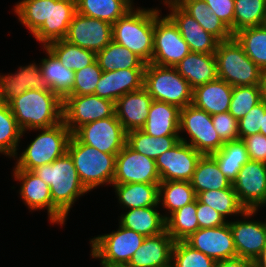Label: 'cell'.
I'll return each instance as SVG.
<instances>
[{
	"mask_svg": "<svg viewBox=\"0 0 266 267\" xmlns=\"http://www.w3.org/2000/svg\"><path fill=\"white\" fill-rule=\"evenodd\" d=\"M197 198L194 202L171 213L166 219V231L176 241H184L199 229L196 216Z\"/></svg>",
	"mask_w": 266,
	"mask_h": 267,
	"instance_id": "obj_42",
	"label": "cell"
},
{
	"mask_svg": "<svg viewBox=\"0 0 266 267\" xmlns=\"http://www.w3.org/2000/svg\"><path fill=\"white\" fill-rule=\"evenodd\" d=\"M249 159L266 164V136L262 133L253 134L242 139Z\"/></svg>",
	"mask_w": 266,
	"mask_h": 267,
	"instance_id": "obj_53",
	"label": "cell"
},
{
	"mask_svg": "<svg viewBox=\"0 0 266 267\" xmlns=\"http://www.w3.org/2000/svg\"><path fill=\"white\" fill-rule=\"evenodd\" d=\"M0 82L7 103L29 89L51 91L42 77L39 64L34 61L23 67L19 66L15 73H0Z\"/></svg>",
	"mask_w": 266,
	"mask_h": 267,
	"instance_id": "obj_25",
	"label": "cell"
},
{
	"mask_svg": "<svg viewBox=\"0 0 266 267\" xmlns=\"http://www.w3.org/2000/svg\"><path fill=\"white\" fill-rule=\"evenodd\" d=\"M178 5L219 41L233 37L227 25L211 11L204 0H181Z\"/></svg>",
	"mask_w": 266,
	"mask_h": 267,
	"instance_id": "obj_32",
	"label": "cell"
},
{
	"mask_svg": "<svg viewBox=\"0 0 266 267\" xmlns=\"http://www.w3.org/2000/svg\"><path fill=\"white\" fill-rule=\"evenodd\" d=\"M175 241L165 230L150 237H145L126 267H163L171 263Z\"/></svg>",
	"mask_w": 266,
	"mask_h": 267,
	"instance_id": "obj_24",
	"label": "cell"
},
{
	"mask_svg": "<svg viewBox=\"0 0 266 267\" xmlns=\"http://www.w3.org/2000/svg\"><path fill=\"white\" fill-rule=\"evenodd\" d=\"M213 13H215L230 29L234 35V0H204Z\"/></svg>",
	"mask_w": 266,
	"mask_h": 267,
	"instance_id": "obj_51",
	"label": "cell"
},
{
	"mask_svg": "<svg viewBox=\"0 0 266 267\" xmlns=\"http://www.w3.org/2000/svg\"><path fill=\"white\" fill-rule=\"evenodd\" d=\"M234 34L241 29L263 24L266 0H234Z\"/></svg>",
	"mask_w": 266,
	"mask_h": 267,
	"instance_id": "obj_45",
	"label": "cell"
},
{
	"mask_svg": "<svg viewBox=\"0 0 266 267\" xmlns=\"http://www.w3.org/2000/svg\"><path fill=\"white\" fill-rule=\"evenodd\" d=\"M145 68L119 69L102 73L94 95L116 102L120 97L140 90L144 82Z\"/></svg>",
	"mask_w": 266,
	"mask_h": 267,
	"instance_id": "obj_21",
	"label": "cell"
},
{
	"mask_svg": "<svg viewBox=\"0 0 266 267\" xmlns=\"http://www.w3.org/2000/svg\"><path fill=\"white\" fill-rule=\"evenodd\" d=\"M190 53L188 43L183 39L178 27L160 10L154 8V40L151 63L174 67Z\"/></svg>",
	"mask_w": 266,
	"mask_h": 267,
	"instance_id": "obj_10",
	"label": "cell"
},
{
	"mask_svg": "<svg viewBox=\"0 0 266 267\" xmlns=\"http://www.w3.org/2000/svg\"><path fill=\"white\" fill-rule=\"evenodd\" d=\"M196 198L197 195L190 181H163L159 183L158 204L166 210L165 214L163 213L165 219L174 211L194 202Z\"/></svg>",
	"mask_w": 266,
	"mask_h": 267,
	"instance_id": "obj_35",
	"label": "cell"
},
{
	"mask_svg": "<svg viewBox=\"0 0 266 267\" xmlns=\"http://www.w3.org/2000/svg\"><path fill=\"white\" fill-rule=\"evenodd\" d=\"M115 115V102L89 95H66L63 98V122L73 133L82 125Z\"/></svg>",
	"mask_w": 266,
	"mask_h": 267,
	"instance_id": "obj_12",
	"label": "cell"
},
{
	"mask_svg": "<svg viewBox=\"0 0 266 267\" xmlns=\"http://www.w3.org/2000/svg\"><path fill=\"white\" fill-rule=\"evenodd\" d=\"M134 7L112 24V40L148 64L153 54L154 8Z\"/></svg>",
	"mask_w": 266,
	"mask_h": 267,
	"instance_id": "obj_3",
	"label": "cell"
},
{
	"mask_svg": "<svg viewBox=\"0 0 266 267\" xmlns=\"http://www.w3.org/2000/svg\"><path fill=\"white\" fill-rule=\"evenodd\" d=\"M144 236L126 227L94 236L90 242V256L100 261L101 267H126L135 251L141 246Z\"/></svg>",
	"mask_w": 266,
	"mask_h": 267,
	"instance_id": "obj_8",
	"label": "cell"
},
{
	"mask_svg": "<svg viewBox=\"0 0 266 267\" xmlns=\"http://www.w3.org/2000/svg\"><path fill=\"white\" fill-rule=\"evenodd\" d=\"M261 101V85L236 86L233 87L228 112L239 121Z\"/></svg>",
	"mask_w": 266,
	"mask_h": 267,
	"instance_id": "obj_46",
	"label": "cell"
},
{
	"mask_svg": "<svg viewBox=\"0 0 266 267\" xmlns=\"http://www.w3.org/2000/svg\"><path fill=\"white\" fill-rule=\"evenodd\" d=\"M202 155L191 145L179 141L155 160L161 182L191 181Z\"/></svg>",
	"mask_w": 266,
	"mask_h": 267,
	"instance_id": "obj_17",
	"label": "cell"
},
{
	"mask_svg": "<svg viewBox=\"0 0 266 267\" xmlns=\"http://www.w3.org/2000/svg\"><path fill=\"white\" fill-rule=\"evenodd\" d=\"M112 187L122 210L159 206V184L126 183Z\"/></svg>",
	"mask_w": 266,
	"mask_h": 267,
	"instance_id": "obj_30",
	"label": "cell"
},
{
	"mask_svg": "<svg viewBox=\"0 0 266 267\" xmlns=\"http://www.w3.org/2000/svg\"><path fill=\"white\" fill-rule=\"evenodd\" d=\"M72 135L80 143L108 154H118L127 141V132L116 115L86 123Z\"/></svg>",
	"mask_w": 266,
	"mask_h": 267,
	"instance_id": "obj_11",
	"label": "cell"
},
{
	"mask_svg": "<svg viewBox=\"0 0 266 267\" xmlns=\"http://www.w3.org/2000/svg\"><path fill=\"white\" fill-rule=\"evenodd\" d=\"M262 25L266 28V12H265V17H264V21Z\"/></svg>",
	"mask_w": 266,
	"mask_h": 267,
	"instance_id": "obj_60",
	"label": "cell"
},
{
	"mask_svg": "<svg viewBox=\"0 0 266 267\" xmlns=\"http://www.w3.org/2000/svg\"><path fill=\"white\" fill-rule=\"evenodd\" d=\"M254 267H266V245L260 255L254 260Z\"/></svg>",
	"mask_w": 266,
	"mask_h": 267,
	"instance_id": "obj_55",
	"label": "cell"
},
{
	"mask_svg": "<svg viewBox=\"0 0 266 267\" xmlns=\"http://www.w3.org/2000/svg\"><path fill=\"white\" fill-rule=\"evenodd\" d=\"M65 40L97 53L112 41V24L76 12Z\"/></svg>",
	"mask_w": 266,
	"mask_h": 267,
	"instance_id": "obj_18",
	"label": "cell"
},
{
	"mask_svg": "<svg viewBox=\"0 0 266 267\" xmlns=\"http://www.w3.org/2000/svg\"><path fill=\"white\" fill-rule=\"evenodd\" d=\"M22 135L63 121V99L52 91L29 89L8 102Z\"/></svg>",
	"mask_w": 266,
	"mask_h": 267,
	"instance_id": "obj_1",
	"label": "cell"
},
{
	"mask_svg": "<svg viewBox=\"0 0 266 267\" xmlns=\"http://www.w3.org/2000/svg\"><path fill=\"white\" fill-rule=\"evenodd\" d=\"M258 211L260 210L246 209L240 216L242 219L228 221L237 257L254 261L266 245V219L264 221L251 219L258 214Z\"/></svg>",
	"mask_w": 266,
	"mask_h": 267,
	"instance_id": "obj_14",
	"label": "cell"
},
{
	"mask_svg": "<svg viewBox=\"0 0 266 267\" xmlns=\"http://www.w3.org/2000/svg\"><path fill=\"white\" fill-rule=\"evenodd\" d=\"M32 172L50 187L52 203L68 217L73 205L89 191L81 183L73 160L66 152L50 164Z\"/></svg>",
	"mask_w": 266,
	"mask_h": 267,
	"instance_id": "obj_2",
	"label": "cell"
},
{
	"mask_svg": "<svg viewBox=\"0 0 266 267\" xmlns=\"http://www.w3.org/2000/svg\"><path fill=\"white\" fill-rule=\"evenodd\" d=\"M245 54L263 71L266 70V28L263 25L239 30L234 35Z\"/></svg>",
	"mask_w": 266,
	"mask_h": 267,
	"instance_id": "obj_41",
	"label": "cell"
},
{
	"mask_svg": "<svg viewBox=\"0 0 266 267\" xmlns=\"http://www.w3.org/2000/svg\"><path fill=\"white\" fill-rule=\"evenodd\" d=\"M212 122L223 143L239 139L238 120L228 111L212 115Z\"/></svg>",
	"mask_w": 266,
	"mask_h": 267,
	"instance_id": "obj_50",
	"label": "cell"
},
{
	"mask_svg": "<svg viewBox=\"0 0 266 267\" xmlns=\"http://www.w3.org/2000/svg\"><path fill=\"white\" fill-rule=\"evenodd\" d=\"M180 108L153 100L146 123L141 129L153 137L179 136Z\"/></svg>",
	"mask_w": 266,
	"mask_h": 267,
	"instance_id": "obj_28",
	"label": "cell"
},
{
	"mask_svg": "<svg viewBox=\"0 0 266 267\" xmlns=\"http://www.w3.org/2000/svg\"><path fill=\"white\" fill-rule=\"evenodd\" d=\"M232 186L245 209L266 207V164L249 160L240 169Z\"/></svg>",
	"mask_w": 266,
	"mask_h": 267,
	"instance_id": "obj_15",
	"label": "cell"
},
{
	"mask_svg": "<svg viewBox=\"0 0 266 267\" xmlns=\"http://www.w3.org/2000/svg\"><path fill=\"white\" fill-rule=\"evenodd\" d=\"M162 1V4L165 5L166 7L170 5H178L181 0H160Z\"/></svg>",
	"mask_w": 266,
	"mask_h": 267,
	"instance_id": "obj_57",
	"label": "cell"
},
{
	"mask_svg": "<svg viewBox=\"0 0 266 267\" xmlns=\"http://www.w3.org/2000/svg\"><path fill=\"white\" fill-rule=\"evenodd\" d=\"M179 141V136L153 137L142 130H132L127 132L126 144L134 151L156 160Z\"/></svg>",
	"mask_w": 266,
	"mask_h": 267,
	"instance_id": "obj_38",
	"label": "cell"
},
{
	"mask_svg": "<svg viewBox=\"0 0 266 267\" xmlns=\"http://www.w3.org/2000/svg\"><path fill=\"white\" fill-rule=\"evenodd\" d=\"M103 73L97 60L92 64L75 71L74 86L67 95L94 94L97 83Z\"/></svg>",
	"mask_w": 266,
	"mask_h": 267,
	"instance_id": "obj_48",
	"label": "cell"
},
{
	"mask_svg": "<svg viewBox=\"0 0 266 267\" xmlns=\"http://www.w3.org/2000/svg\"><path fill=\"white\" fill-rule=\"evenodd\" d=\"M76 12L114 24L134 6L133 0H75Z\"/></svg>",
	"mask_w": 266,
	"mask_h": 267,
	"instance_id": "obj_34",
	"label": "cell"
},
{
	"mask_svg": "<svg viewBox=\"0 0 266 267\" xmlns=\"http://www.w3.org/2000/svg\"><path fill=\"white\" fill-rule=\"evenodd\" d=\"M261 88H262V100L266 101V70L262 72Z\"/></svg>",
	"mask_w": 266,
	"mask_h": 267,
	"instance_id": "obj_56",
	"label": "cell"
},
{
	"mask_svg": "<svg viewBox=\"0 0 266 267\" xmlns=\"http://www.w3.org/2000/svg\"><path fill=\"white\" fill-rule=\"evenodd\" d=\"M265 111L266 101L262 100L238 121L239 139L260 133Z\"/></svg>",
	"mask_w": 266,
	"mask_h": 267,
	"instance_id": "obj_49",
	"label": "cell"
},
{
	"mask_svg": "<svg viewBox=\"0 0 266 267\" xmlns=\"http://www.w3.org/2000/svg\"><path fill=\"white\" fill-rule=\"evenodd\" d=\"M233 86L217 78L193 89L192 104L208 114L215 115L229 110Z\"/></svg>",
	"mask_w": 266,
	"mask_h": 267,
	"instance_id": "obj_26",
	"label": "cell"
},
{
	"mask_svg": "<svg viewBox=\"0 0 266 267\" xmlns=\"http://www.w3.org/2000/svg\"><path fill=\"white\" fill-rule=\"evenodd\" d=\"M190 182L196 195L203 191L221 190L232 186L211 155L201 156Z\"/></svg>",
	"mask_w": 266,
	"mask_h": 267,
	"instance_id": "obj_33",
	"label": "cell"
},
{
	"mask_svg": "<svg viewBox=\"0 0 266 267\" xmlns=\"http://www.w3.org/2000/svg\"><path fill=\"white\" fill-rule=\"evenodd\" d=\"M214 55L218 78L233 87L261 85L263 70L245 54L243 47L234 36L231 39L219 41Z\"/></svg>",
	"mask_w": 266,
	"mask_h": 267,
	"instance_id": "obj_6",
	"label": "cell"
},
{
	"mask_svg": "<svg viewBox=\"0 0 266 267\" xmlns=\"http://www.w3.org/2000/svg\"><path fill=\"white\" fill-rule=\"evenodd\" d=\"M215 260L188 245L176 241L172 250L171 263L175 267H214Z\"/></svg>",
	"mask_w": 266,
	"mask_h": 267,
	"instance_id": "obj_47",
	"label": "cell"
},
{
	"mask_svg": "<svg viewBox=\"0 0 266 267\" xmlns=\"http://www.w3.org/2000/svg\"><path fill=\"white\" fill-rule=\"evenodd\" d=\"M7 102L4 100V95L2 93V87H1V82H0V108L5 106Z\"/></svg>",
	"mask_w": 266,
	"mask_h": 267,
	"instance_id": "obj_59",
	"label": "cell"
},
{
	"mask_svg": "<svg viewBox=\"0 0 266 267\" xmlns=\"http://www.w3.org/2000/svg\"><path fill=\"white\" fill-rule=\"evenodd\" d=\"M23 135L8 103L0 108V154L13 158Z\"/></svg>",
	"mask_w": 266,
	"mask_h": 267,
	"instance_id": "obj_43",
	"label": "cell"
},
{
	"mask_svg": "<svg viewBox=\"0 0 266 267\" xmlns=\"http://www.w3.org/2000/svg\"><path fill=\"white\" fill-rule=\"evenodd\" d=\"M96 60L104 72L119 69L145 68L146 65L140 57L113 40L96 53Z\"/></svg>",
	"mask_w": 266,
	"mask_h": 267,
	"instance_id": "obj_36",
	"label": "cell"
},
{
	"mask_svg": "<svg viewBox=\"0 0 266 267\" xmlns=\"http://www.w3.org/2000/svg\"><path fill=\"white\" fill-rule=\"evenodd\" d=\"M143 87L155 101L166 102L180 109L192 104L193 89L175 67L146 64Z\"/></svg>",
	"mask_w": 266,
	"mask_h": 267,
	"instance_id": "obj_7",
	"label": "cell"
},
{
	"mask_svg": "<svg viewBox=\"0 0 266 267\" xmlns=\"http://www.w3.org/2000/svg\"><path fill=\"white\" fill-rule=\"evenodd\" d=\"M174 67L192 89L218 78L214 54L190 52Z\"/></svg>",
	"mask_w": 266,
	"mask_h": 267,
	"instance_id": "obj_27",
	"label": "cell"
},
{
	"mask_svg": "<svg viewBox=\"0 0 266 267\" xmlns=\"http://www.w3.org/2000/svg\"><path fill=\"white\" fill-rule=\"evenodd\" d=\"M13 9L22 26L33 35L44 21H48L49 0H20Z\"/></svg>",
	"mask_w": 266,
	"mask_h": 267,
	"instance_id": "obj_44",
	"label": "cell"
},
{
	"mask_svg": "<svg viewBox=\"0 0 266 267\" xmlns=\"http://www.w3.org/2000/svg\"><path fill=\"white\" fill-rule=\"evenodd\" d=\"M179 139L203 155L219 151L224 145L214 128L212 116L193 104L180 109Z\"/></svg>",
	"mask_w": 266,
	"mask_h": 267,
	"instance_id": "obj_9",
	"label": "cell"
},
{
	"mask_svg": "<svg viewBox=\"0 0 266 267\" xmlns=\"http://www.w3.org/2000/svg\"><path fill=\"white\" fill-rule=\"evenodd\" d=\"M210 155L231 183L236 179L242 166L250 160L247 148L241 139L224 143L219 151Z\"/></svg>",
	"mask_w": 266,
	"mask_h": 267,
	"instance_id": "obj_37",
	"label": "cell"
},
{
	"mask_svg": "<svg viewBox=\"0 0 266 267\" xmlns=\"http://www.w3.org/2000/svg\"><path fill=\"white\" fill-rule=\"evenodd\" d=\"M163 267H175L172 263L166 265V266H163Z\"/></svg>",
	"mask_w": 266,
	"mask_h": 267,
	"instance_id": "obj_61",
	"label": "cell"
},
{
	"mask_svg": "<svg viewBox=\"0 0 266 267\" xmlns=\"http://www.w3.org/2000/svg\"><path fill=\"white\" fill-rule=\"evenodd\" d=\"M46 47L58 58L62 65L74 72L96 60L95 52L81 48L65 39L50 42Z\"/></svg>",
	"mask_w": 266,
	"mask_h": 267,
	"instance_id": "obj_39",
	"label": "cell"
},
{
	"mask_svg": "<svg viewBox=\"0 0 266 267\" xmlns=\"http://www.w3.org/2000/svg\"><path fill=\"white\" fill-rule=\"evenodd\" d=\"M41 47L47 55L40 59L39 63L42 77L46 80L50 90L63 99L74 86L75 72L62 65L46 46Z\"/></svg>",
	"mask_w": 266,
	"mask_h": 267,
	"instance_id": "obj_31",
	"label": "cell"
},
{
	"mask_svg": "<svg viewBox=\"0 0 266 267\" xmlns=\"http://www.w3.org/2000/svg\"><path fill=\"white\" fill-rule=\"evenodd\" d=\"M12 173L14 180L20 182V189L17 193L29 211L45 209L50 223L61 226L66 224L68 218L52 203L48 184L29 170H13Z\"/></svg>",
	"mask_w": 266,
	"mask_h": 267,
	"instance_id": "obj_13",
	"label": "cell"
},
{
	"mask_svg": "<svg viewBox=\"0 0 266 267\" xmlns=\"http://www.w3.org/2000/svg\"><path fill=\"white\" fill-rule=\"evenodd\" d=\"M197 199L221 214L227 221L232 216H241L246 210L239 202L237 194L231 186L230 188L221 190L203 191L197 194Z\"/></svg>",
	"mask_w": 266,
	"mask_h": 267,
	"instance_id": "obj_40",
	"label": "cell"
},
{
	"mask_svg": "<svg viewBox=\"0 0 266 267\" xmlns=\"http://www.w3.org/2000/svg\"><path fill=\"white\" fill-rule=\"evenodd\" d=\"M196 216L199 228L219 227L226 224L228 221L209 205L201 203L197 199Z\"/></svg>",
	"mask_w": 266,
	"mask_h": 267,
	"instance_id": "obj_52",
	"label": "cell"
},
{
	"mask_svg": "<svg viewBox=\"0 0 266 267\" xmlns=\"http://www.w3.org/2000/svg\"><path fill=\"white\" fill-rule=\"evenodd\" d=\"M160 182L154 159L134 151L127 144L116 155L113 184H159Z\"/></svg>",
	"mask_w": 266,
	"mask_h": 267,
	"instance_id": "obj_16",
	"label": "cell"
},
{
	"mask_svg": "<svg viewBox=\"0 0 266 267\" xmlns=\"http://www.w3.org/2000/svg\"><path fill=\"white\" fill-rule=\"evenodd\" d=\"M214 267H254V261L242 257L218 260Z\"/></svg>",
	"mask_w": 266,
	"mask_h": 267,
	"instance_id": "obj_54",
	"label": "cell"
},
{
	"mask_svg": "<svg viewBox=\"0 0 266 267\" xmlns=\"http://www.w3.org/2000/svg\"><path fill=\"white\" fill-rule=\"evenodd\" d=\"M166 15L178 27L183 39L188 43L190 52L214 54L219 40L206 32L203 27L179 5H170Z\"/></svg>",
	"mask_w": 266,
	"mask_h": 267,
	"instance_id": "obj_20",
	"label": "cell"
},
{
	"mask_svg": "<svg viewBox=\"0 0 266 267\" xmlns=\"http://www.w3.org/2000/svg\"><path fill=\"white\" fill-rule=\"evenodd\" d=\"M159 206L128 209L121 212L118 224L131 229L144 237L158 235L166 230V221Z\"/></svg>",
	"mask_w": 266,
	"mask_h": 267,
	"instance_id": "obj_29",
	"label": "cell"
},
{
	"mask_svg": "<svg viewBox=\"0 0 266 267\" xmlns=\"http://www.w3.org/2000/svg\"><path fill=\"white\" fill-rule=\"evenodd\" d=\"M184 241L215 261L237 257L229 222L219 227L199 228Z\"/></svg>",
	"mask_w": 266,
	"mask_h": 267,
	"instance_id": "obj_19",
	"label": "cell"
},
{
	"mask_svg": "<svg viewBox=\"0 0 266 267\" xmlns=\"http://www.w3.org/2000/svg\"><path fill=\"white\" fill-rule=\"evenodd\" d=\"M75 13V0H49L48 21H44L32 36L42 46L65 39Z\"/></svg>",
	"mask_w": 266,
	"mask_h": 267,
	"instance_id": "obj_22",
	"label": "cell"
},
{
	"mask_svg": "<svg viewBox=\"0 0 266 267\" xmlns=\"http://www.w3.org/2000/svg\"><path fill=\"white\" fill-rule=\"evenodd\" d=\"M38 131L39 134L31 141L27 148L14 159L15 165L12 170L32 171L37 167L50 164L67 152L68 142L72 133L62 121L48 128L31 129L27 131Z\"/></svg>",
	"mask_w": 266,
	"mask_h": 267,
	"instance_id": "obj_4",
	"label": "cell"
},
{
	"mask_svg": "<svg viewBox=\"0 0 266 267\" xmlns=\"http://www.w3.org/2000/svg\"><path fill=\"white\" fill-rule=\"evenodd\" d=\"M67 153L73 160L81 183L89 192L100 186H112L117 154L101 152L80 143L73 135L68 142Z\"/></svg>",
	"mask_w": 266,
	"mask_h": 267,
	"instance_id": "obj_5",
	"label": "cell"
},
{
	"mask_svg": "<svg viewBox=\"0 0 266 267\" xmlns=\"http://www.w3.org/2000/svg\"><path fill=\"white\" fill-rule=\"evenodd\" d=\"M260 133L266 136V111L263 117L262 127L260 129Z\"/></svg>",
	"mask_w": 266,
	"mask_h": 267,
	"instance_id": "obj_58",
	"label": "cell"
},
{
	"mask_svg": "<svg viewBox=\"0 0 266 267\" xmlns=\"http://www.w3.org/2000/svg\"><path fill=\"white\" fill-rule=\"evenodd\" d=\"M152 101V96L142 87L128 92L115 102V115L126 132L144 127Z\"/></svg>",
	"mask_w": 266,
	"mask_h": 267,
	"instance_id": "obj_23",
	"label": "cell"
}]
</instances>
